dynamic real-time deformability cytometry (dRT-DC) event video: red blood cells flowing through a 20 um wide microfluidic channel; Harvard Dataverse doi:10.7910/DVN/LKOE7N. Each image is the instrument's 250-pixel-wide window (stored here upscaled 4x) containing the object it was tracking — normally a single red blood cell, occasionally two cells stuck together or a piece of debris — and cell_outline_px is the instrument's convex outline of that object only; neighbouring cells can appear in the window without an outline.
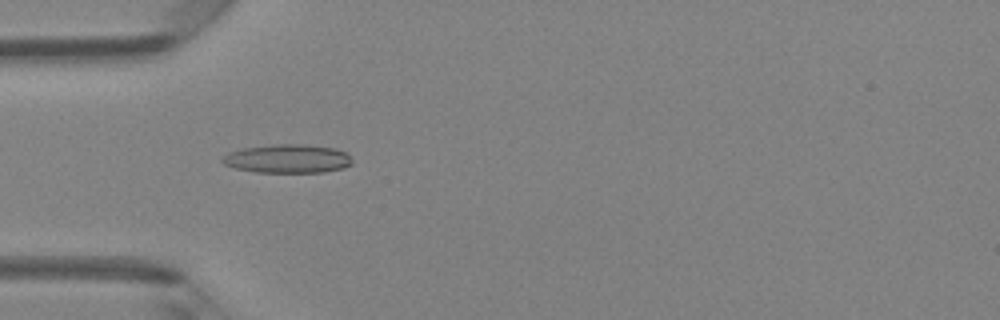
{"species": "Egyptian fruit bat (a non-hibernating species)", "species_latin": "Rousettus aegyptiacus", "temperature_condition": "room temperature", "stored_images_in_passage": 48, "camera_frame_rate_fps": 3000, "um_per_image_px": 0.085, "animal": {"sex": "female"}, "frame": {"image": 1, "passage_image": 15, "time_ms": 4.667, "image_size_px": [1000, 320], "cell_outline_px": [[352, 164], [344, 168], [324, 172], [256, 172], [236, 168], [224, 164], [220, 160], [228, 152], [244, 148], [272, 144], [304, 144], [336, 148], [348, 152], [352, 160]], "centroid_in_image_um": [24.49, 13.48], "position_along_channel_um": 60.5, "area_um2": 21.85}}
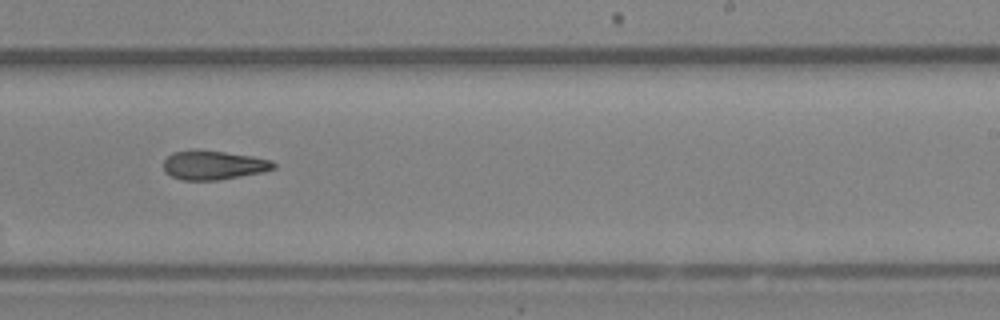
{"frame": {"image": 2, "passage_image": 30, "time_ms": 9.667, "image_size_px": [1000, 320], "cell_outline_px": [[276, 168], [264, 172], [216, 180], [180, 180], [164, 172], [164, 160], [172, 152], [196, 148], [252, 156], [272, 160], [276, 164]], "centroid_in_image_um": [18.13, 14.02], "position_along_channel_um": 270.9, "area_um2": 18.9}}
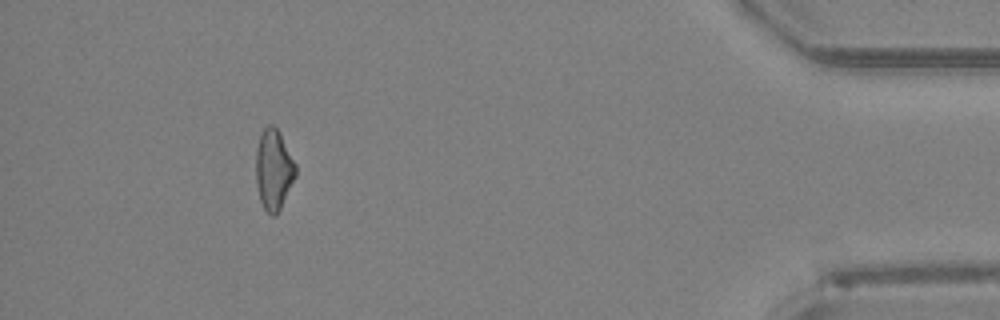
{"frame": {"image": 3, "passage_image": 44, "time_ms": 14.333, "image_size_px": [1000, 320], "cell_outline_px": [[296, 176], [276, 216], [272, 216], [264, 208], [260, 200], [256, 184], [256, 148], [260, 136], [264, 128], [268, 124], [272, 124], [280, 132], [296, 164]], "centroid_in_image_um": [23.26, 14.4], "position_along_channel_um": 411.9, "area_um2": 18.61}, "authors_computed_cell_mechanics": {"area_um2": 19.2763, "velocity_mm_per_s": 4.2771, "shape_relaxation_time_tau1_ms": 10.9382, "shape_relaxation_time_tau2_ms": 4.8263, "deformation_change_tau1": 0.235, "deformation_change_tau2": 0.1651}}